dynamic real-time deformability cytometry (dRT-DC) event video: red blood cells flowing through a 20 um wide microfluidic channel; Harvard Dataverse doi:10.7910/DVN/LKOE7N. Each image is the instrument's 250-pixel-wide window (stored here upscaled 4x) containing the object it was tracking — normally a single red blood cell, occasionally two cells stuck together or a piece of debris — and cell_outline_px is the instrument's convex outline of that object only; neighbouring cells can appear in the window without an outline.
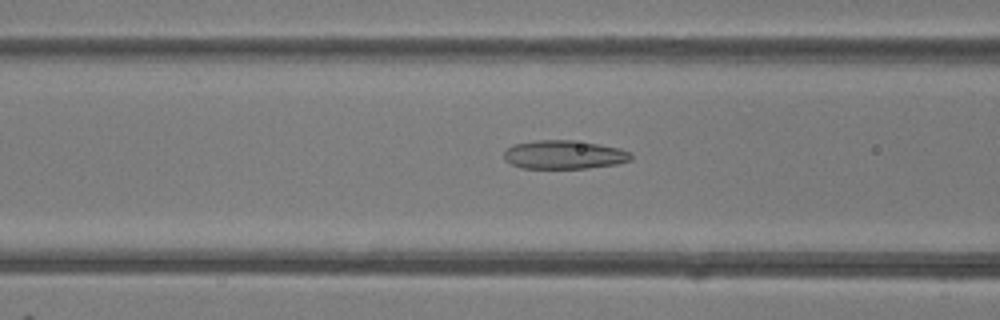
{"species": "common noctule bat (a hibernating species)", "species_latin": "Nyctalus noctula", "temperature_condition": "room temperature", "stored_images_in_passage": 39, "camera_frame_rate_fps": 3000, "um_per_image_px": 0.085, "animal": {"sex": "female"}, "frame": {"image": 1, "passage_image": 9, "time_ms": 2.667, "image_size_px": [1000, 320], "cell_outline_px": [[632, 160], [616, 164], [588, 168], [520, 168], [504, 160], [504, 152], [508, 148], [516, 144], [536, 140], [572, 140], [600, 144], [620, 148], [632, 152]], "centroid_in_image_um": [47.98, 13.15], "position_along_channel_um": 118.6, "area_um2": 21.27}}
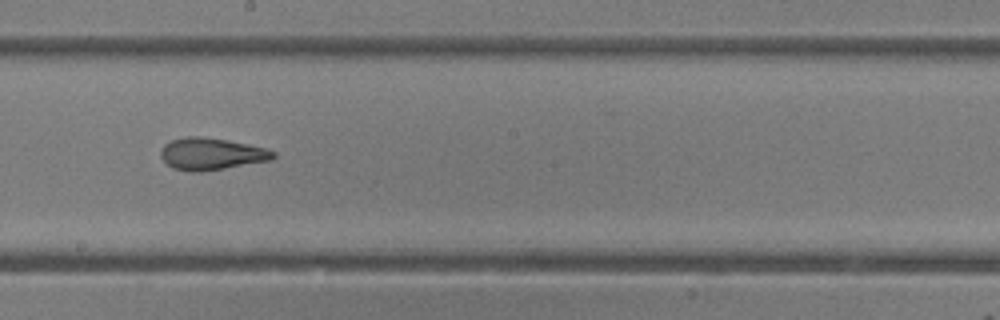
{"frame": {"image": 2, "passage_image": 17, "time_ms": 5.333, "image_size_px": [1000, 320], "cell_outline_px": [[276, 156], [272, 160], [200, 172], [188, 172], [172, 168], [160, 156], [160, 152], [164, 144], [172, 140], [184, 136], [200, 136], [228, 140], [268, 148], [276, 152]], "centroid_in_image_um": [17.98, 13.08], "position_along_channel_um": 230.2, "area_um2": 21.15}}
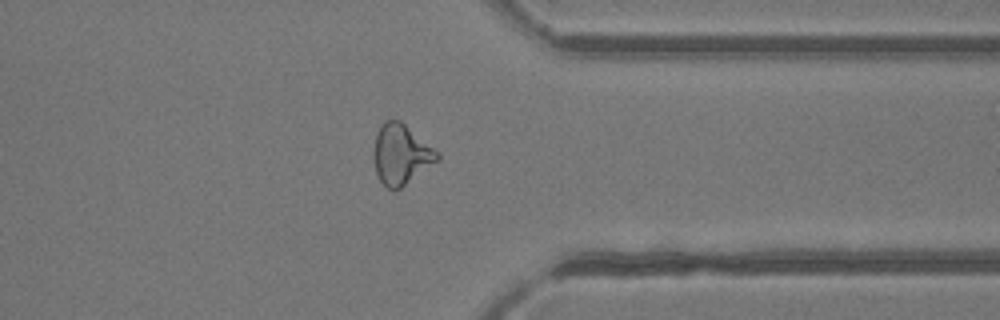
{"frame": {"image": 3, "passage_image": 28, "time_ms": 9.0, "image_size_px": [1000, 320], "cell_outline_px": [[440, 160], [400, 188], [392, 192], [380, 180], [376, 172], [372, 156], [372, 152], [376, 132], [380, 124], [384, 120], [400, 120], [440, 152]], "centroid_in_image_um": [34.08, 13.11], "position_along_channel_um": 377.3, "area_um2": 22.72}}